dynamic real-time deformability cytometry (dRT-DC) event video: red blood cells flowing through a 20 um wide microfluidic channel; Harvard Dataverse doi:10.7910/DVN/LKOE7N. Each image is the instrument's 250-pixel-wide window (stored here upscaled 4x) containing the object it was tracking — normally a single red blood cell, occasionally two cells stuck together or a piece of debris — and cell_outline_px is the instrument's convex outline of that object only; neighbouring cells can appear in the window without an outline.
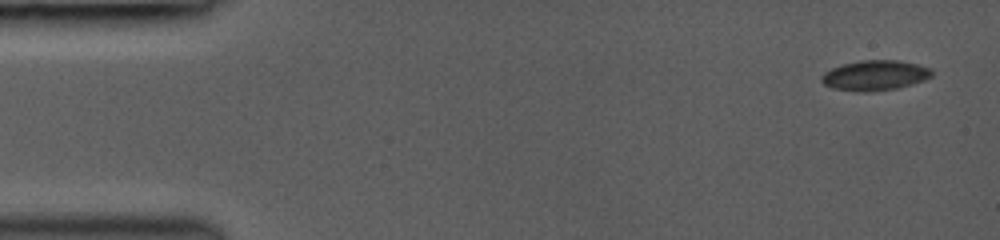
{"species": "common noctule bat (a hibernating species)", "species_latin": "Nyctalus noctula", "temperature_condition": "room temperature", "stored_images_in_passage": 5, "camera_frame_rate_fps": 3000, "um_per_image_px": 0.085, "animal": {"sex": "female", "body_mass_g": 19.0, "forearm_length_mm": 53.3}, "frame": {"image": 1, "passage_image": 1, "time_ms": 0.0, "image_size_px": [1000, 240], "cell_outline_px": [[932, 76], [924, 80], [912, 84], [896, 88], [864, 92], [860, 92], [832, 88], [824, 84], [820, 80], [820, 76], [824, 72], [840, 64], [860, 60], [900, 60], [932, 68]], "centroid_in_image_um": [74.34, 6.39], "position_along_channel_um": 10.7, "area_um2": 19.48}}
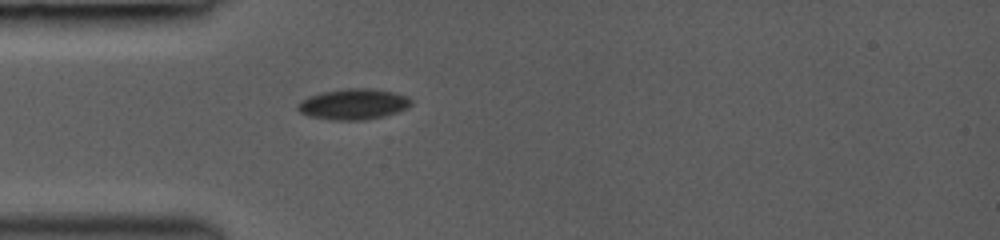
{"frame": {"image": 2, "passage_image": 5, "time_ms": 4.0, "image_size_px": [1000, 240], "cell_outline_px": [[412, 104], [408, 108], [384, 116], [364, 120], [332, 120], [308, 116], [300, 112], [296, 108], [296, 104], [300, 100], [308, 96], [320, 92], [344, 88], [372, 88], [392, 92], [408, 96], [412, 100]], "centroid_in_image_um": [30.01, 8.85], "position_along_channel_um": 55.0, "area_um2": 20.63}}